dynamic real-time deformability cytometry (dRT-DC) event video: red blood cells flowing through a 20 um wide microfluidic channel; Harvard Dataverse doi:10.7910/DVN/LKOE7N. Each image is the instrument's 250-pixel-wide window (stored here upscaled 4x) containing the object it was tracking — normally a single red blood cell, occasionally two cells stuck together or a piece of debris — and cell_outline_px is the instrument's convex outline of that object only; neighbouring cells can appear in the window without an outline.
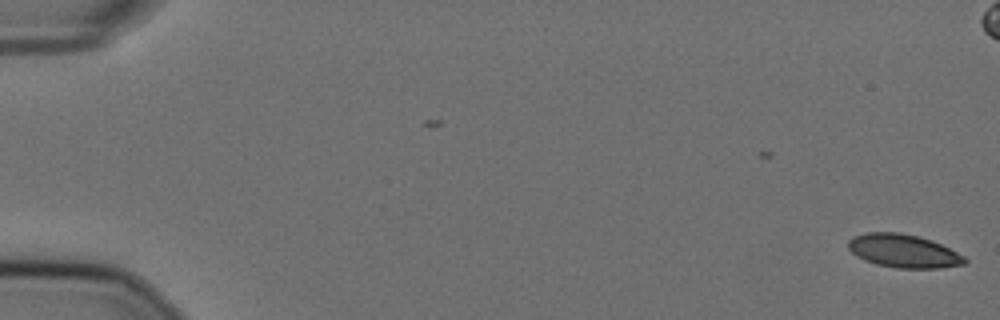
{"species": "Egyptian fruit bat (a non-hibernating species)", "species_latin": "Rousettus aegyptiacus", "temperature_condition": "cold", "stored_images_in_passage": 50, "camera_frame_rate_fps": 3000, "um_per_image_px": 0.085, "animal": {"sex": "female"}, "frame": {"image": 1, "passage_image": 1, "time_ms": 0.0, "image_size_px": [1000, 320], "cell_outline_px": [[968, 260], [964, 264], [940, 268], [896, 268], [876, 264], [864, 260], [856, 256], [848, 248], [848, 240], [852, 236], [868, 232], [900, 232], [932, 240], [964, 256]], "centroid_in_image_um": [76.76, 21.33], "position_along_channel_um": 8.2, "area_um2": 22.6}}
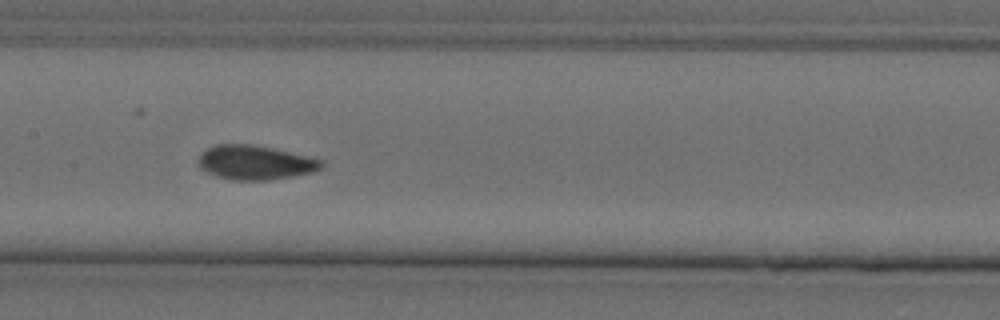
{"frame": {"image": 2, "passage_image": 29, "time_ms": 9.333, "image_size_px": [1000, 320], "cell_outline_px": [[324, 164], [320, 168], [312, 172], [292, 176], [268, 180], [232, 180], [216, 176], [200, 168], [196, 160], [200, 152], [216, 144], [252, 144], [272, 148], [324, 160]], "centroid_in_image_um": [21.64, 13.81], "position_along_channel_um": 185.8, "area_um2": 24.62}}
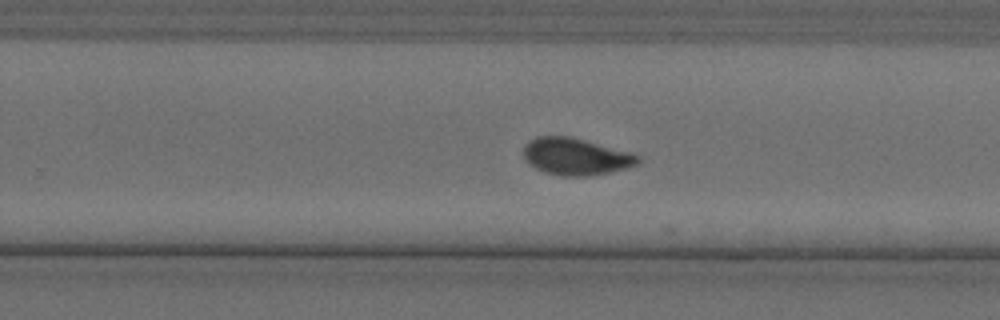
{"frame": {"image": 3, "passage_image": 37, "time_ms": 12.0, "image_size_px": [1000, 320], "cell_outline_px": [[640, 164], [608, 172], [588, 176], [560, 176], [544, 172], [528, 164], [524, 160], [524, 144], [528, 140], [536, 136], [568, 136], [584, 140], [628, 152], [640, 156]], "centroid_in_image_um": [48.88, 13.31], "position_along_channel_um": 280.9, "area_um2": 24.57}, "authors_computed_cell_mechanics": {"area_um2": 24.1315, "velocity_mm_per_s": 3.6039, "shape_relaxation_time_tau1_ms": 8.6184, "shape_relaxation_time_tau2_ms": 0.3764, "deformation_change_tau1": 0.2138, "deformation_change_tau2": 0.0436}}